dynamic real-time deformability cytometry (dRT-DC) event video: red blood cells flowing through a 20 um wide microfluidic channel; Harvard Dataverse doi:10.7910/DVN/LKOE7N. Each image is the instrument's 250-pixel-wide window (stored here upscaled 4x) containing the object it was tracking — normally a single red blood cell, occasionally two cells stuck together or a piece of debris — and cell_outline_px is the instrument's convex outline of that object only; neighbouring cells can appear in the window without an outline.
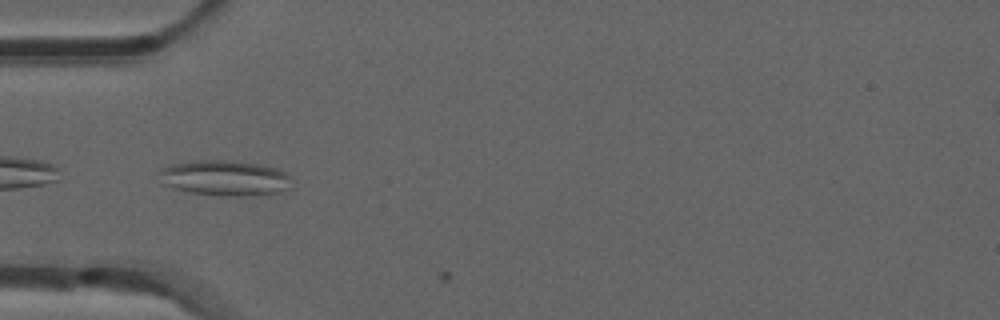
{"species": "common noctule bat (a hibernating species)", "species_latin": "Nyctalus noctula", "temperature_condition": "room temperature", "stored_images_in_passage": 3, "camera_frame_rate_fps": 3000, "um_per_image_px": 0.085, "animal": {"sex": "male", "forearm_length_mm": 52.5}, "frame": {"image": 1, "passage_image": 2, "time_ms": 0.333, "image_size_px": [1000, 320], "cell_outline_px": [[292, 176], [288, 188], [280, 192], [244, 196], [220, 196], [192, 192], [172, 188], [160, 184], [160, 168], [172, 164], [196, 160], [224, 160], [260, 164], [276, 168]], "centroid_in_image_um": [19.08, 15.13], "position_along_channel_um": 65.9, "area_um2": 27.46}}